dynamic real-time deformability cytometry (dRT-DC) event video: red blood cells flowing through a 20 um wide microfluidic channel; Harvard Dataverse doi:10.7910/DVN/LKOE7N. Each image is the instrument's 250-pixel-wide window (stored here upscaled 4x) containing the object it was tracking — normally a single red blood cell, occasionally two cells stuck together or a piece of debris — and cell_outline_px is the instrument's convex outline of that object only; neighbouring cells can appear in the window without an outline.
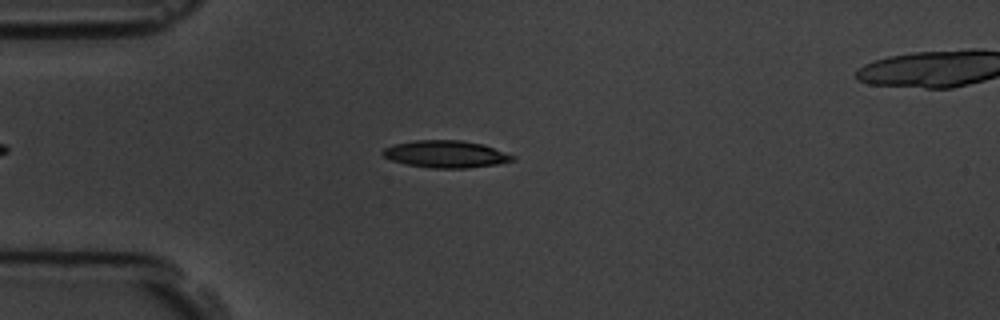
{"species": "common noctule bat (a hibernating species)", "species_latin": "Nyctalus noctula", "temperature_condition": "room temperature", "stored_images_in_passage": 2, "camera_frame_rate_fps": 3000, "um_per_image_px": 0.085, "animal": {"sex": "male", "body_mass_g": 19.5, "forearm_length_mm": 54.6}, "frame": {"image": 1, "passage_image": 1, "time_ms": 0.0, "image_size_px": [1000, 320], "cell_outline_px": [[516, 160], [500, 164], [468, 168], [432, 168], [404, 164], [392, 160], [384, 156], [380, 152], [384, 148], [392, 144], [416, 140], [460, 140], [480, 144], [516, 156]], "centroid_in_image_um": [37.88, 13.11], "position_along_channel_um": 47.1, "area_um2": 20.58}}